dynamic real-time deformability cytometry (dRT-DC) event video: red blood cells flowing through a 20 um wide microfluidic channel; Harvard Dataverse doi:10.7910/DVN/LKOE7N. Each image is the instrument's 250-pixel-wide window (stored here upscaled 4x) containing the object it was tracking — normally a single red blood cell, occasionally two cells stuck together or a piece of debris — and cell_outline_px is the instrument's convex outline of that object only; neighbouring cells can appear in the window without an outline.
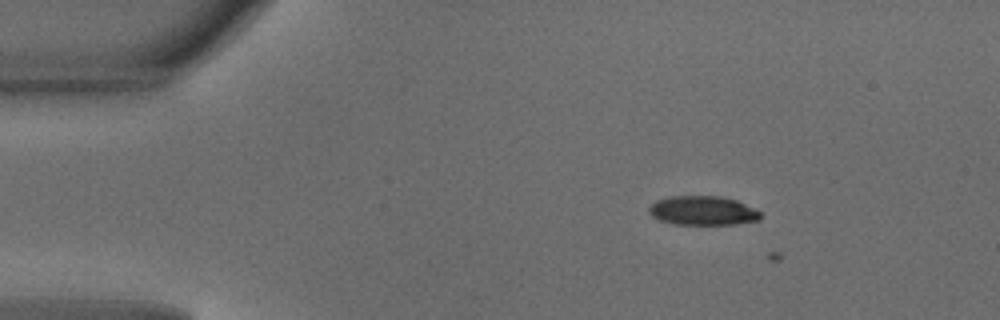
{"species": "common noctule bat (a hibernating species)", "species_latin": "Nyctalus noctula", "temperature_condition": "warm", "stored_images_in_passage": 2, "camera_frame_rate_fps": 3000, "um_per_image_px": 0.085, "animal": {"sex": "male", "body_mass_g": 18.8}, "frame": {"image": 1, "passage_image": 1, "time_ms": 0.0, "image_size_px": [1000, 320], "cell_outline_px": [[760, 220], [736, 224], [672, 224], [660, 220], [652, 216], [648, 212], [648, 208], [656, 200], [668, 196], [720, 196], [736, 200], [756, 208], [760, 212]], "centroid_in_image_um": [59.73, 17.9], "position_along_channel_um": 25.3, "area_um2": 19.07}}